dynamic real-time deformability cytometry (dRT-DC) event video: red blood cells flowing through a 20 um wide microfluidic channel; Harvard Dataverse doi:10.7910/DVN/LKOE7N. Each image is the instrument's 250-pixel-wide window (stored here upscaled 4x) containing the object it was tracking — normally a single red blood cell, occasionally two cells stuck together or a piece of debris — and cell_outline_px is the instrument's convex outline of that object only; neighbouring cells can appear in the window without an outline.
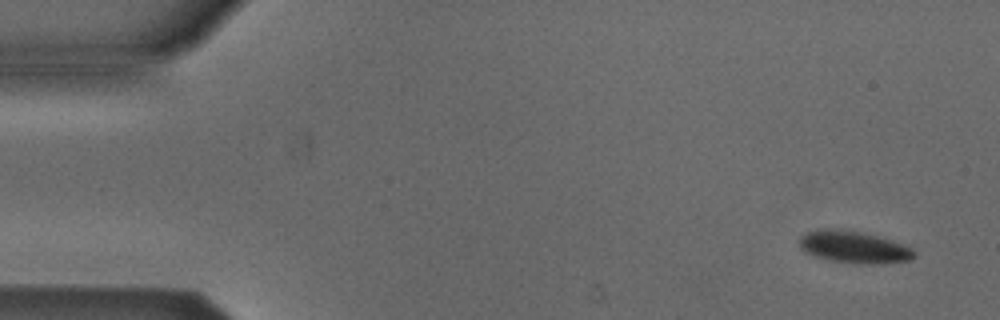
{"species": "Egyptian fruit bat (a non-hibernating species)", "species_latin": "Rousettus aegyptiacus", "temperature_condition": "cold", "stored_images_in_passage": 5, "camera_frame_rate_fps": 3000, "um_per_image_px": 0.085, "animal": {"sex": "male"}, "frame": {"image": 1, "passage_image": 1, "time_ms": 0.0, "image_size_px": [1000, 320], "cell_outline_px": [[916, 256], [912, 260], [884, 264], [856, 264], [828, 260], [812, 256], [804, 252], [800, 248], [800, 236], [816, 228], [832, 228], [860, 232], [892, 240], [904, 244], [912, 248], [916, 252]], "centroid_in_image_um": [72.59, 21.02], "position_along_channel_um": 12.4, "area_um2": 21.91}}
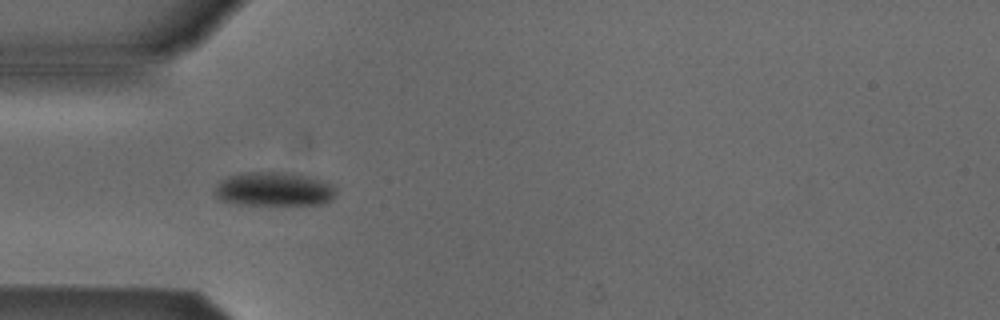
{"frame": {"image": 2, "passage_image": 4, "time_ms": 4.333, "image_size_px": [1000, 320], "cell_outline_px": [[336, 196], [332, 200], [324, 204], [236, 204], [220, 200], [212, 192], [216, 184], [220, 180], [228, 176], [240, 172], [280, 172], [312, 176], [324, 180], [332, 184], [336, 188]], "centroid_in_image_um": [23.29, 16.07], "position_along_channel_um": 61.7, "area_um2": 24.45}}